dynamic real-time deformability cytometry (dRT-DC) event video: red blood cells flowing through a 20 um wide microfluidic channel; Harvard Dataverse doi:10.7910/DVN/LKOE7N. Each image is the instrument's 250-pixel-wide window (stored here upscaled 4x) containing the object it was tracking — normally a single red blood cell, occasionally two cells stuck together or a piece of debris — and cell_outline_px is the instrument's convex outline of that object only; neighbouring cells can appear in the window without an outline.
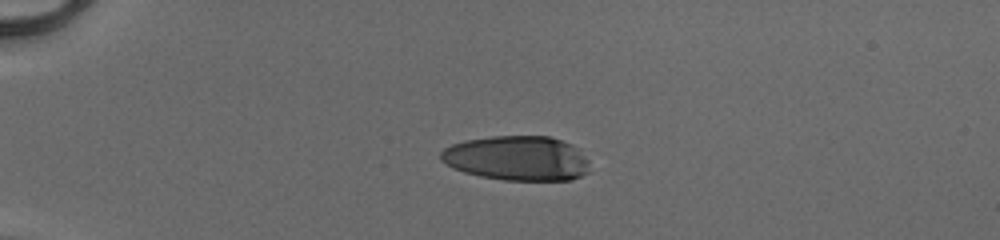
{"species": "human", "species_latin": "Homo sapiens", "temperature_condition": "cold", "stored_images_in_passage": 39, "camera_frame_rate_fps": 3000, "um_per_image_px": 0.085, "donor": {"sex": "male"}, "frame": {"image": 1, "passage_image": 1, "time_ms": 0.0, "image_size_px": [1000, 240], "cell_outline_px": [[588, 172], [572, 180], [504, 180], [480, 176], [464, 172], [452, 168], [440, 160], [440, 152], [444, 148], [452, 144], [464, 140], [492, 136], [548, 136], [572, 144], [580, 148], [588, 160]], "centroid_in_image_um": [43.95, 13.45], "position_along_channel_um": 41.0, "area_um2": 39.07}}
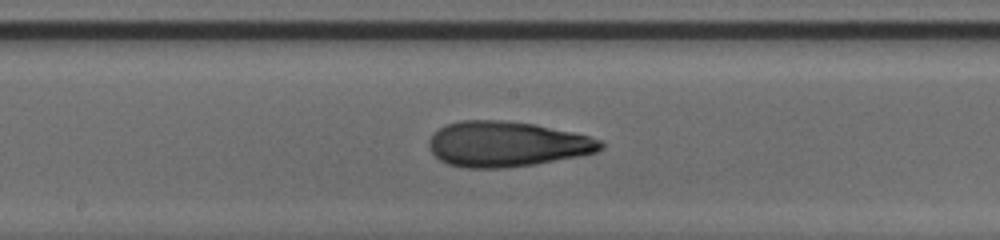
{"frame": {"image": 2, "passage_image": 17, "time_ms": 5.333, "image_size_px": [1000, 240], "cell_outline_px": [[604, 148], [596, 152], [536, 164], [504, 168], [468, 168], [448, 164], [440, 160], [428, 148], [428, 140], [440, 128], [448, 124], [460, 120], [504, 120], [536, 124], [572, 132], [604, 140]], "centroid_in_image_um": [43.08, 12.24], "position_along_channel_um": 205.1, "area_um2": 45.37}}
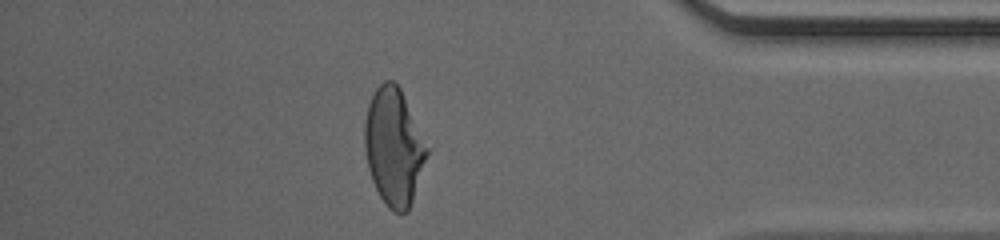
{"frame": {"image": 3, "passage_image": 33, "time_ms": 10.667, "image_size_px": [1000, 240], "cell_outline_px": [[432, 148], [408, 212], [396, 212], [388, 208], [380, 196], [372, 180], [368, 168], [364, 148], [364, 120], [368, 104], [376, 88], [384, 80], [392, 80], [400, 88]], "centroid_in_image_um": [33.52, 12.47], "position_along_channel_um": 401.7, "area_um2": 43.47}, "authors_computed_cell_mechanics": {"area_um2": 43.4656, "velocity_mm_per_s": 4.1394, "shape_relaxation_time_tau1_ms": 8.6639, "shape_relaxation_time_tau2_ms": 1.3392, "deformation_change_tau1": 0.3157, "deformation_change_tau2": 0.0989}}